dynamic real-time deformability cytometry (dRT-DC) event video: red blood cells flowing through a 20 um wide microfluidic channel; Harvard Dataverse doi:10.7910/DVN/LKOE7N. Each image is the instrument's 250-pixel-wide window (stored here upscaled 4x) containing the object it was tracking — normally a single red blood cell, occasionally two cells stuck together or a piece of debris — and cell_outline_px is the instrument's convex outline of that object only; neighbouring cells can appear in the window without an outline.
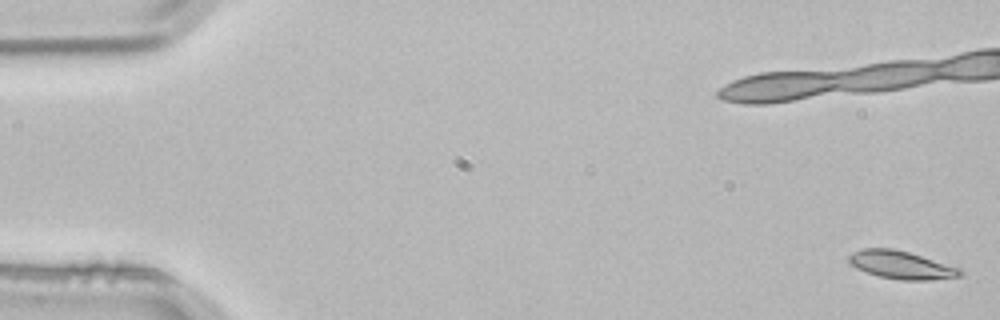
{"species": "common noctule bat (a hibernating species)", "species_latin": "Nyctalus noctula", "temperature_condition": "room temperature", "stored_images_in_passage": 4, "camera_frame_rate_fps": 3000, "um_per_image_px": 0.085, "animal": {"sex": "male", "body_mass_g": 21.5, "forearm_length_mm": 52.0}, "frame": {"image": 1, "passage_image": 1, "time_ms": 0.0, "image_size_px": [1000, 320], "cell_outline_px": [[964, 272], [960, 276], [928, 280], [900, 280], [880, 276], [856, 268], [848, 260], [848, 256], [852, 252], [864, 248], [892, 248], [908, 252], [960, 268]], "centroid_in_image_um": [76.59, 22.51], "position_along_channel_um": 8.4, "area_um2": 17.86}}